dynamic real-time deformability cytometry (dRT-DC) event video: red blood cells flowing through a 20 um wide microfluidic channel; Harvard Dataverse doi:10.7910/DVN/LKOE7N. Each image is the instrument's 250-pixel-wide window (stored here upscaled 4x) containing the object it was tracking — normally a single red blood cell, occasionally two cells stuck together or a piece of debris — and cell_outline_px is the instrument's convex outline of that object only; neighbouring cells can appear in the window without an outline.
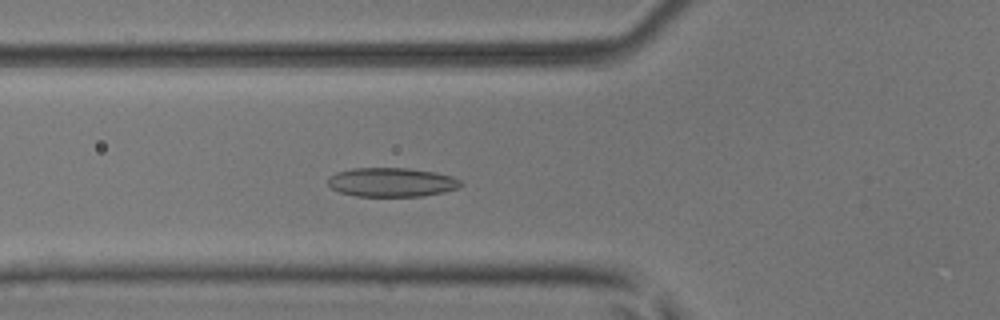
{"species": "common noctule bat (a hibernating species)", "species_latin": "Nyctalus noctula", "temperature_condition": "room temperature", "stored_images_in_passage": 52, "camera_frame_rate_fps": 3000, "um_per_image_px": 0.085, "animal": {"sex": "male", "body_mass_g": 17.9, "forearm_length_mm": 54.2}, "frame": {"image": 1, "passage_image": 19, "time_ms": 6.0, "image_size_px": [1000, 320], "cell_outline_px": [[464, 184], [460, 188], [444, 192], [424, 196], [356, 196], [340, 192], [332, 188], [328, 184], [328, 176], [336, 172], [352, 168], [408, 168], [436, 172], [452, 176], [460, 180]], "centroid_in_image_um": [33.32, 15.49], "position_along_channel_um": 92.5, "area_um2": 22.72}}
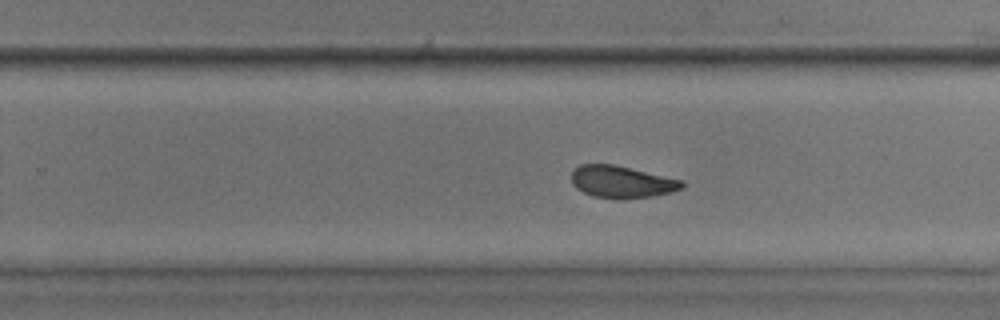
{"frame": {"image": 2, "passage_image": 33, "time_ms": 10.667, "image_size_px": [1000, 320], "cell_outline_px": [[684, 188], [652, 196], [620, 200], [592, 196], [576, 188], [572, 184], [572, 172], [580, 164], [612, 164], [684, 180]], "centroid_in_image_um": [52.84, 15.47], "position_along_channel_um": 277.0, "area_um2": 20.69}}
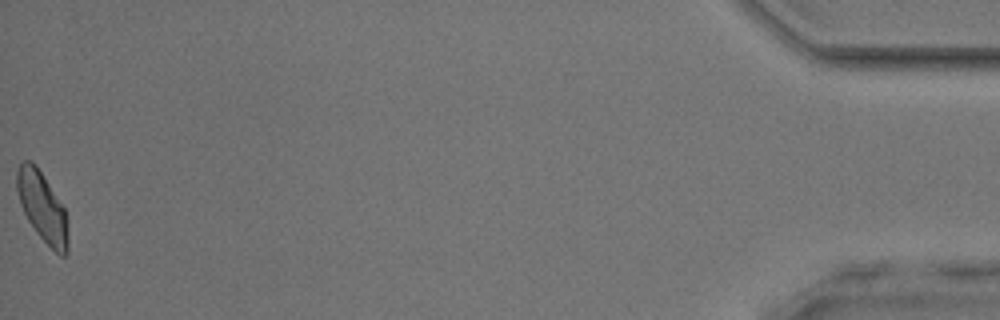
{"frame": {"image": 3, "passage_image": 52, "time_ms": 17.0, "image_size_px": [1000, 320], "cell_outline_px": [[68, 252], [64, 256], [60, 256], [36, 232], [28, 220], [20, 204], [16, 188], [16, 172], [20, 164], [24, 160], [32, 160], [36, 164], [64, 208], [68, 220]], "centroid_in_image_um": [3.6, 17.58], "position_along_channel_um": 431.6, "area_um2": 20.75}, "authors_computed_cell_mechanics": {"area_um2": 21.4727, "velocity_mm_per_s": 3.9571, "shape_relaxation_time_tau1_ms": 6.9196, "shape_relaxation_time_tau2_ms": 2.2642, "deformation_change_tau1": 0.1514, "deformation_change_tau2": 0.0821}}